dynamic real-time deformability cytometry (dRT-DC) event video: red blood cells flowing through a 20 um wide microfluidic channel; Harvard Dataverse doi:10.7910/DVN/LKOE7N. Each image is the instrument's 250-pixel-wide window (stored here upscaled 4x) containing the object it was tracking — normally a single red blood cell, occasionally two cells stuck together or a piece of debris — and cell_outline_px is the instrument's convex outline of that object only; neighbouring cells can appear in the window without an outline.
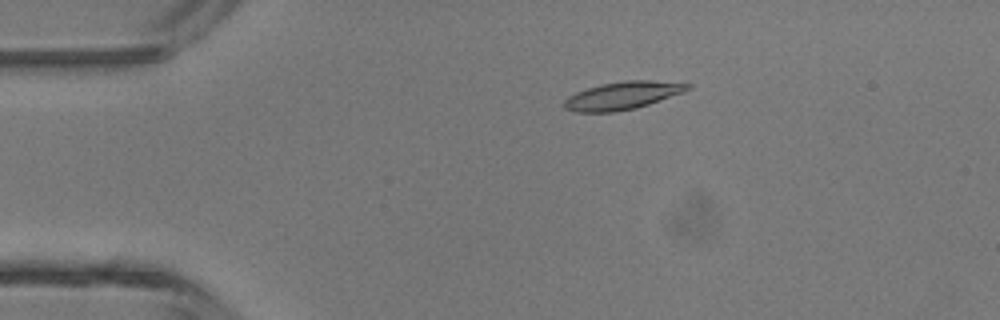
{"species": "common noctule bat (a hibernating species)", "species_latin": "Nyctalus noctula", "temperature_condition": "room temperature", "stored_images_in_passage": 4, "camera_frame_rate_fps": 3000, "um_per_image_px": 0.085, "animal": {"sex": "male", "body_mass_g": 13.3}, "frame": {"image": 1, "passage_image": 3, "time_ms": 0.667, "image_size_px": [1000, 320], "cell_outline_px": [[692, 88], [684, 92], [636, 108], [616, 112], [576, 112], [564, 108], [564, 100], [568, 96], [576, 92], [600, 84], [624, 80], [652, 80], [692, 84]], "centroid_in_image_um": [52.92, 8.12], "position_along_channel_um": 32.1, "area_um2": 20.06}}